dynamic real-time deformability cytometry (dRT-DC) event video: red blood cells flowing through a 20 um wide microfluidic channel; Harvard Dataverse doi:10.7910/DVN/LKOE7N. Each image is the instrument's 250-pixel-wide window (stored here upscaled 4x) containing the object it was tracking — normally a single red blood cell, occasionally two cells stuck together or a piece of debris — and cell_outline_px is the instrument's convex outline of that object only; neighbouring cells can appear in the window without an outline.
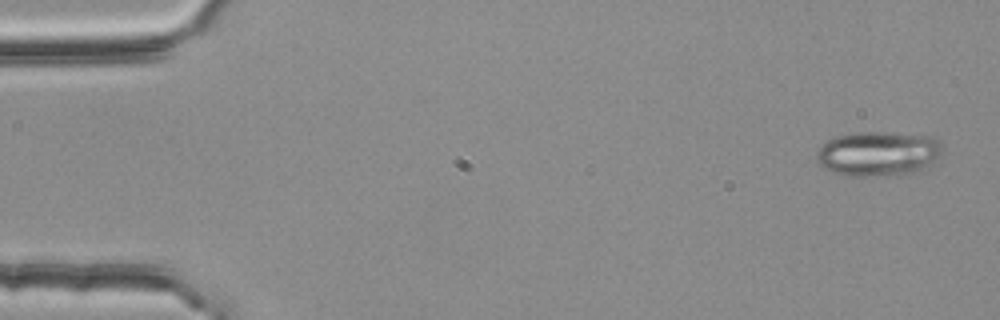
{"species": "common noctule bat (a hibernating species)", "species_latin": "Nyctalus noctula", "temperature_condition": "room temperature", "stored_images_in_passage": 3, "camera_frame_rate_fps": 3000, "um_per_image_px": 0.085, "animal": {"sex": "female", "body_mass_g": 25.1}, "frame": {"image": 1, "passage_image": 1, "time_ms": 0.0, "image_size_px": [1000, 320], "cell_outline_px": [[940, 152], [928, 164], [916, 172], [900, 176], [844, 176], [832, 172], [824, 168], [820, 164], [816, 156], [816, 152], [828, 140], [836, 136], [856, 132], [880, 132], [932, 136], [940, 144]], "centroid_in_image_um": [74.58, 13.08], "position_along_channel_um": 10.4, "area_um2": 32.6}}